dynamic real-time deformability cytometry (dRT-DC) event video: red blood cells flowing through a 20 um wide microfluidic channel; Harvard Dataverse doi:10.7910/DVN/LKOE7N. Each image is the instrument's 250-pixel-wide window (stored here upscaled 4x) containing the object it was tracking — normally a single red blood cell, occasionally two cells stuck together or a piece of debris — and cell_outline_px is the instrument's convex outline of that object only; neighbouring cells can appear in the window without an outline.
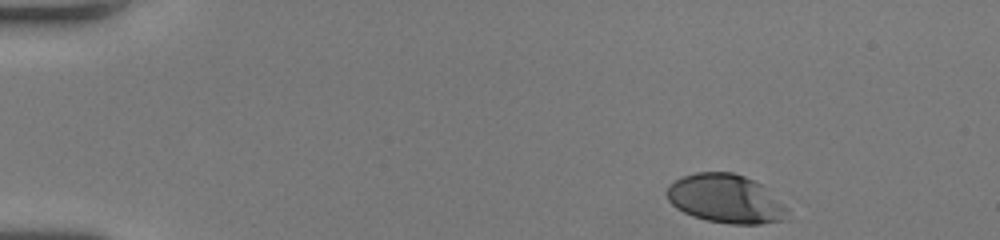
{"species": "human", "species_latin": "Homo sapiens", "temperature_condition": "room temperature", "stored_images_in_passage": 46, "camera_frame_rate_fps": 3000, "um_per_image_px": 0.085, "donor": {"sex": "female"}, "frame": {"image": 1, "passage_image": 1, "time_ms": 0.0, "image_size_px": [1000, 240], "cell_outline_px": [[788, 220], [760, 224], [728, 224], [704, 220], [692, 216], [676, 208], [668, 200], [664, 192], [668, 184], [680, 176], [696, 172], [732, 172], [744, 176], [760, 184], [784, 204], [788, 208]], "centroid_in_image_um": [61.65, 16.9], "position_along_channel_um": 23.4, "area_um2": 34.68}}
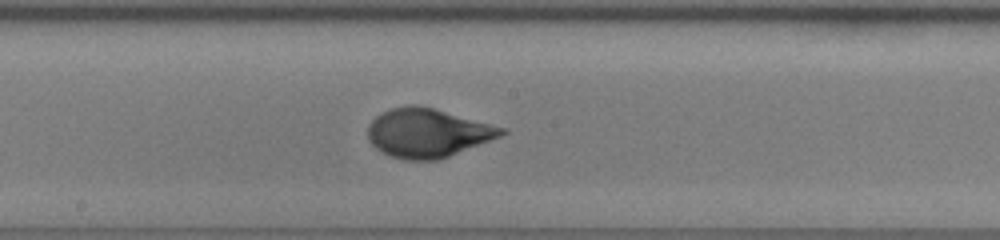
{"frame": {"image": 2, "passage_image": 23, "time_ms": 7.333, "image_size_px": [1000, 240], "cell_outline_px": [[508, 132], [500, 136], [440, 160], [404, 160], [380, 152], [368, 140], [368, 124], [376, 116], [392, 108], [408, 104], [416, 104], [432, 108], [508, 128]], "centroid_in_image_um": [36.35, 11.3], "position_along_channel_um": 211.9, "area_um2": 38.03}}
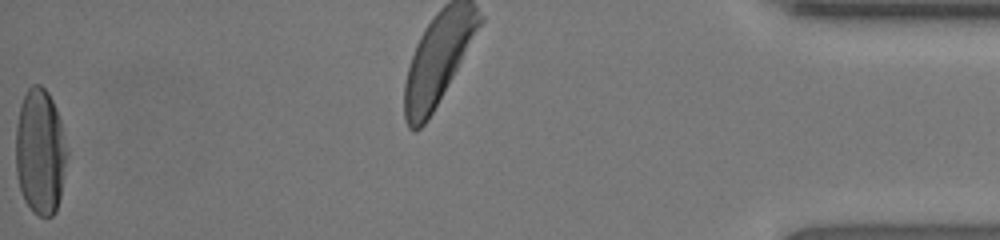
{"frame": {"image": 3, "passage_image": 46, "time_ms": 15.0, "image_size_px": [1000, 240], "cell_outline_px": [[68, 156], [60, 196], [56, 212], [52, 216], [40, 216], [32, 212], [24, 200], [16, 176], [16, 124], [20, 104], [28, 88], [32, 84], [40, 84], [48, 92], [56, 108], [60, 120], [68, 148]], "centroid_in_image_um": [3.42, 12.9], "position_along_channel_um": 431.8, "area_um2": 38.03}, "authors_computed_cell_mechanics": {"area_um2": 37.2232, "velocity_mm_per_s": 4.0902, "shape_relaxation_time_tau1_ms": 3.9543, "shape_relaxation_time_tau2_ms": null, "deformation_change_tau1": 0.204, "deformation_change_tau2": null}}